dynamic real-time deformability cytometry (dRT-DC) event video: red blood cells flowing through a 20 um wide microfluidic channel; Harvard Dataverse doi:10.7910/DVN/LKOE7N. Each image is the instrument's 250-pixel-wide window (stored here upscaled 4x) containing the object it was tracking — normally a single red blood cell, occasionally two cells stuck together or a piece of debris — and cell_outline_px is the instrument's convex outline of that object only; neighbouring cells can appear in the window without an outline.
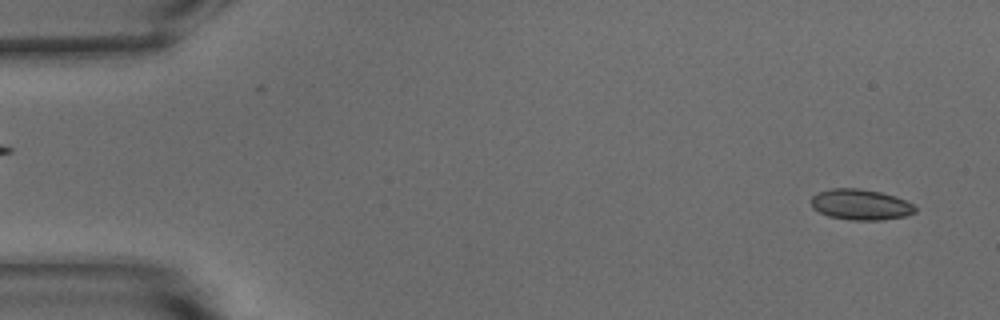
{"species": "common noctule bat (a hibernating species)", "species_latin": "Nyctalus noctula", "temperature_condition": "warm", "stored_images_in_passage": 52, "camera_frame_rate_fps": 3000, "um_per_image_px": 0.085, "animal": {"sex": "male", "body_mass_g": 15.6}, "frame": {"image": 1, "passage_image": 2, "time_ms": 0.333, "image_size_px": [1000, 320], "cell_outline_px": [[916, 212], [904, 216], [880, 220], [852, 220], [828, 216], [812, 208], [812, 196], [820, 192], [832, 188], [856, 188], [880, 192], [896, 196], [912, 204], [916, 208]], "centroid_in_image_um": [73.15, 17.39], "position_along_channel_um": 11.8, "area_um2": 18.44}}
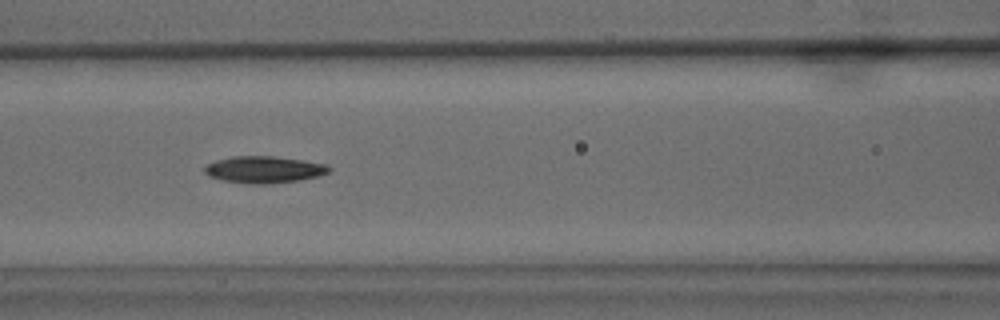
{"frame": {"image": 2, "passage_image": 22, "time_ms": 7.0, "image_size_px": [1000, 320], "cell_outline_px": [[332, 168], [328, 172], [316, 176], [300, 180], [264, 184], [256, 184], [224, 180], [208, 176], [204, 172], [204, 168], [208, 164], [216, 160], [232, 156], [272, 156], [304, 160], [324, 164]], "centroid_in_image_um": [22.43, 14.4], "position_along_channel_um": 144.2, "area_um2": 19.19}}
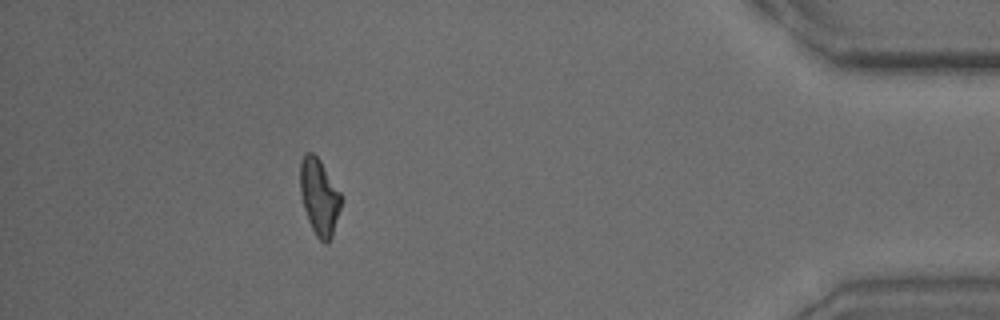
{"frame": {"image": 3, "passage_image": 47, "time_ms": 15.333, "image_size_px": [1000, 320], "cell_outline_px": [[340, 208], [332, 236], [328, 244], [324, 244], [316, 236], [308, 220], [304, 208], [300, 192], [300, 160], [304, 152], [312, 152], [320, 160], [340, 192]], "centroid_in_image_um": [27.11, 16.73], "position_along_channel_um": 408.1, "area_um2": 18.09}, "authors_computed_cell_mechanics": {"area_um2": 18.5249, "velocity_mm_per_s": 3.7974, "shape_relaxation_time_tau1_ms": 4.5728, "shape_relaxation_time_tau2_ms": 10.6756, "deformation_change_tau1": 0.19, "deformation_change_tau2": 0.1819}}